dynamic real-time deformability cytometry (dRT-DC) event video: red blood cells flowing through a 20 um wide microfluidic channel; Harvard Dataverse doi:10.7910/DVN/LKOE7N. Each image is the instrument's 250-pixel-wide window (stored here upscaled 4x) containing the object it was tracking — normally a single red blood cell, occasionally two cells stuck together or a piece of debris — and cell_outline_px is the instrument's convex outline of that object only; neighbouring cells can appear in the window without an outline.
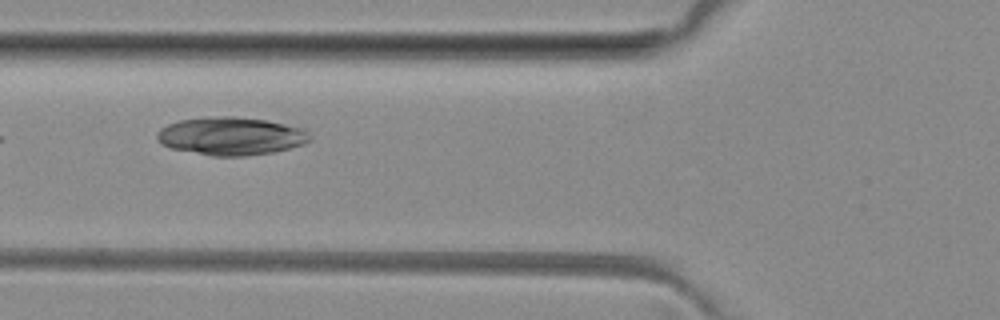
{"species": "common noctule bat (a hibernating species)", "species_latin": "Nyctalus noctula", "temperature_condition": "room temperature", "stored_images_in_passage": 7, "camera_frame_rate_fps": 3000, "um_per_image_px": 0.085, "animal": {"sex": "female", "body_mass_g": 29.2, "forearm_length_mm": 56.3}, "frame": {"image": 1, "passage_image": 7, "time_ms": 7.667, "image_size_px": [1000, 320], "cell_outline_px": [[312, 140], [304, 144], [272, 152], [244, 156], [212, 156], [172, 148], [164, 144], [156, 136], [156, 132], [160, 128], [168, 124], [180, 120], [212, 116], [236, 116], [264, 120], [284, 124], [300, 128], [308, 132], [312, 136]], "centroid_in_image_um": [19.64, 11.56], "position_along_channel_um": 106.2, "area_um2": 33.64}}